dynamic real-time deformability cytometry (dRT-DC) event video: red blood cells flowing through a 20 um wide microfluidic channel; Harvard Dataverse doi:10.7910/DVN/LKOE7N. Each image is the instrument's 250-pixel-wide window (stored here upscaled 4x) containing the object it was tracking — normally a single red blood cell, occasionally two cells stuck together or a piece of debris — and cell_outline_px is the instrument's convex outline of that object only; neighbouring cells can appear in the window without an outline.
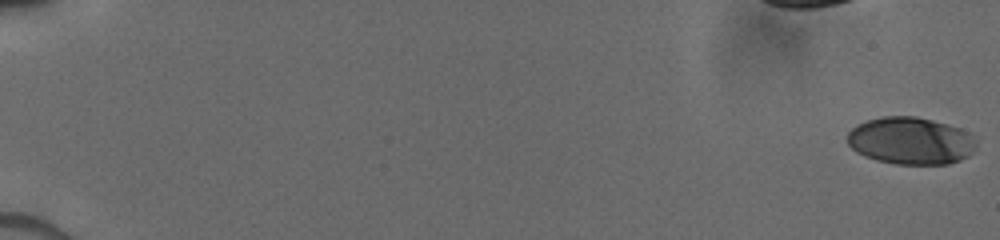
{"species": "human", "species_latin": "Homo sapiens", "temperature_condition": "cold", "stored_images_in_passage": 20, "camera_frame_rate_fps": 3000, "um_per_image_px": 0.085, "donor": {"sex": "male"}, "frame": {"image": 1, "passage_image": 1, "time_ms": 0.0, "image_size_px": [1000, 240], "cell_outline_px": [[976, 144], [972, 152], [968, 156], [960, 160], [948, 164], [896, 164], [876, 160], [864, 156], [856, 152], [848, 144], [848, 132], [856, 124], [868, 120], [884, 116], [916, 116], [948, 124], [960, 128], [968, 132]], "centroid_in_image_um": [77.38, 11.97], "position_along_channel_um": 7.6, "area_um2": 35.49}}
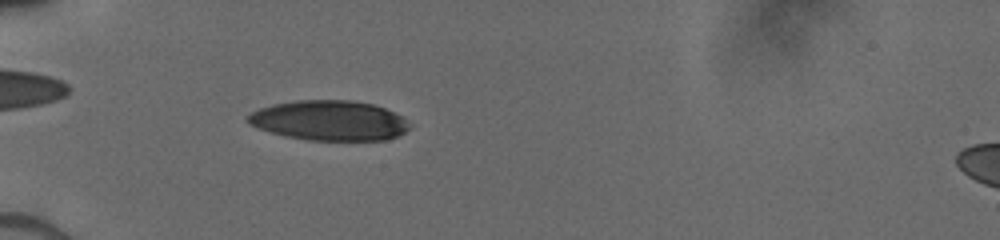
{"frame": {"image": 2, "passage_image": 16, "time_ms": 6.0, "image_size_px": [1000, 240], "cell_outline_px": [[412, 128], [396, 136], [384, 140], [308, 140], [284, 136], [256, 128], [248, 124], [244, 120], [252, 112], [260, 108], [272, 104], [296, 100], [352, 100], [372, 104], [396, 112], [404, 116], [412, 124]], "centroid_in_image_um": [28.0, 10.24], "position_along_channel_um": 57.0, "area_um2": 38.15}}
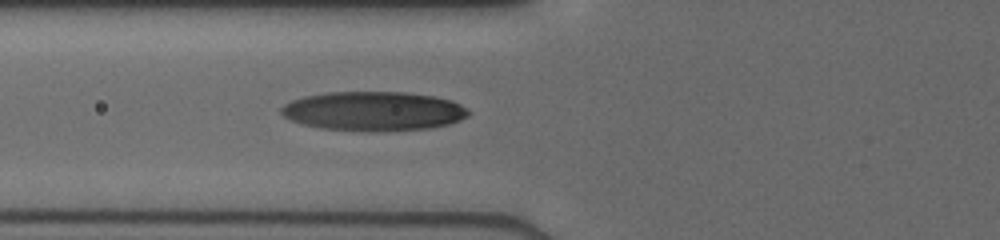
{"frame": {"image": 3, "passage_image": 20, "time_ms": 7.333, "image_size_px": [1000, 240], "cell_outline_px": [[472, 112], [468, 116], [460, 120], [448, 124], [432, 128], [320, 128], [300, 124], [284, 116], [280, 112], [280, 108], [284, 104], [292, 100], [304, 96], [332, 92], [400, 92], [432, 96], [452, 100], [468, 108]], "centroid_in_image_um": [31.76, 9.4], "position_along_channel_um": 94.0, "area_um2": 41.44}}